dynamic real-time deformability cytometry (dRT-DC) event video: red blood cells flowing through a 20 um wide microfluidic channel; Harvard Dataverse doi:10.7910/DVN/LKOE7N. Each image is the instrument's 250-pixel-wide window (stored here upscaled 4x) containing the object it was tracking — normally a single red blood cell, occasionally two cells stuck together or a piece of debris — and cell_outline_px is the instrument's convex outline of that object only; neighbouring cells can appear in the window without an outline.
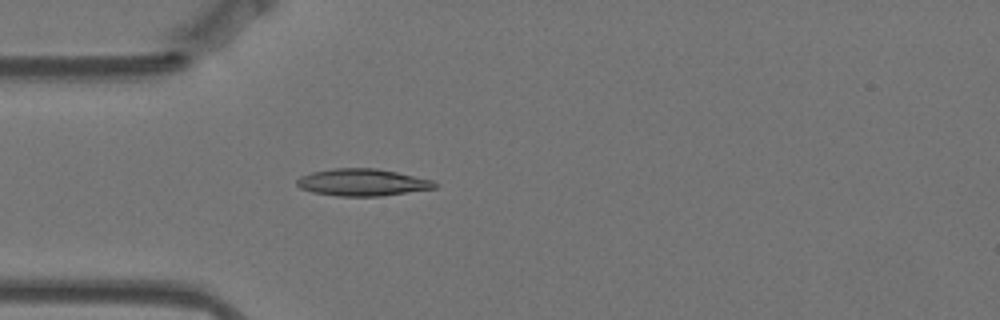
{"species": "Egyptian fruit bat (a non-hibernating species)", "species_latin": "Rousettus aegyptiacus", "temperature_condition": "warm", "stored_images_in_passage": 56, "camera_frame_rate_fps": 3000, "um_per_image_px": 0.085, "animal": {"sex": "female"}, "frame": {"image": 1, "passage_image": 15, "time_ms": 4.667, "image_size_px": [1000, 320], "cell_outline_px": [[440, 184], [436, 188], [380, 196], [336, 196], [312, 192], [300, 188], [296, 184], [296, 180], [300, 176], [312, 172], [332, 168], [376, 168], [396, 172], [432, 180]], "centroid_in_image_um": [30.79, 15.5], "position_along_channel_um": 54.2, "area_um2": 21.79}}
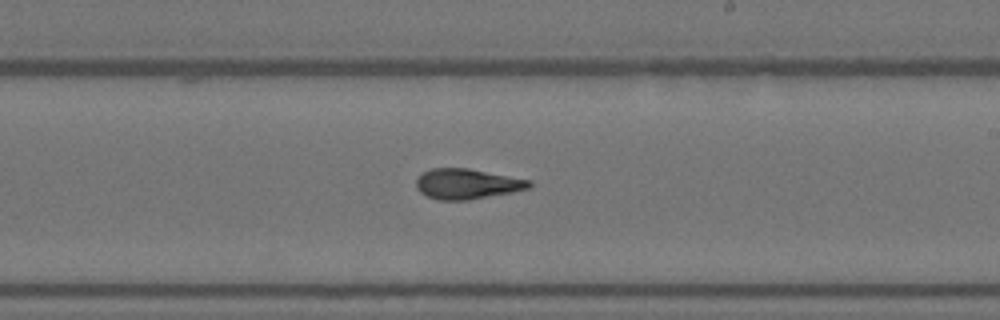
{"frame": {"image": 2, "passage_image": 32, "time_ms": 10.333, "image_size_px": [1000, 320], "cell_outline_px": [[532, 184], [528, 188], [512, 192], [468, 200], [436, 200], [420, 192], [416, 188], [416, 180], [424, 172], [432, 168], [468, 168], [532, 180]], "centroid_in_image_um": [39.7, 15.63], "position_along_channel_um": 249.3, "area_um2": 19.88}}
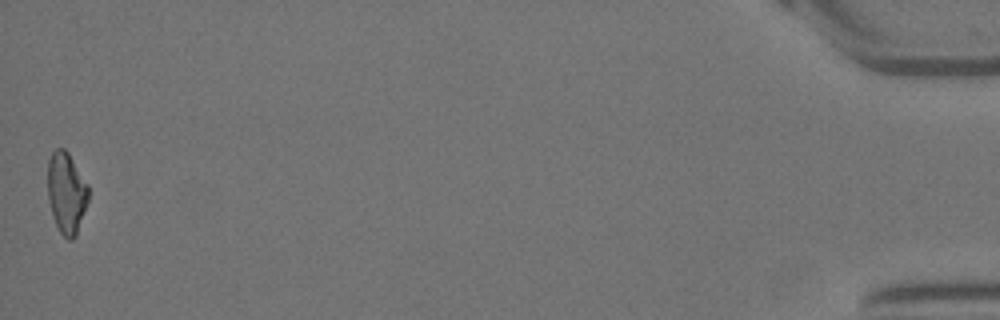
{"frame": {"image": 3, "passage_image": 56, "time_ms": 18.333, "image_size_px": [1000, 320], "cell_outline_px": [[88, 200], [76, 236], [72, 240], [68, 240], [60, 232], [52, 216], [48, 200], [48, 160], [52, 152], [56, 148], [64, 148], [68, 152], [88, 184]], "centroid_in_image_um": [5.64, 16.38], "position_along_channel_um": 429.6, "area_um2": 19.31}, "authors_computed_cell_mechanics": {"area_um2": 19.7676, "velocity_mm_per_s": 3.5044, "shape_relaxation_time_tau1_ms": null, "shape_relaxation_time_tau2_ms": 1.6226, "deformation_change_tau1": null, "deformation_change_tau2": 0.0934}}